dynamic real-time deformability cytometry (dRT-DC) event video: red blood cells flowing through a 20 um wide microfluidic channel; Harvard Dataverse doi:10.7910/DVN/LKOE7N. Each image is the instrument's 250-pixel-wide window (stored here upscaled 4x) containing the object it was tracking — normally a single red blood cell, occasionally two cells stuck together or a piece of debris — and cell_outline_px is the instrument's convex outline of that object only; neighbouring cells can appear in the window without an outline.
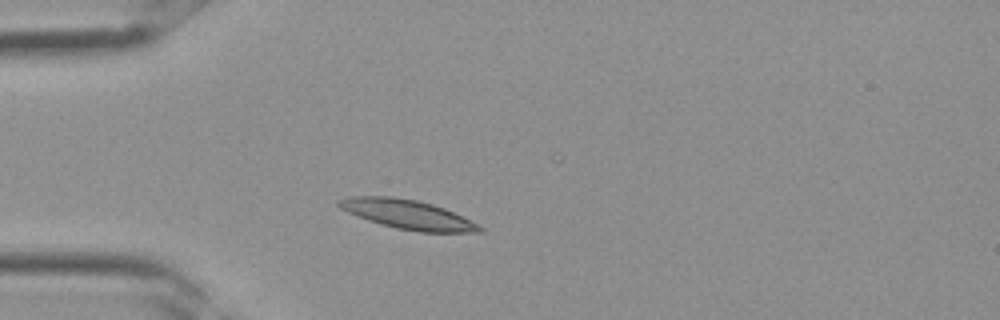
{"species": "Egyptian fruit bat (a non-hibernating species)", "species_latin": "Rousettus aegyptiacus", "temperature_condition": "room temperature", "stored_images_in_passage": 25, "camera_frame_rate_fps": 3000, "um_per_image_px": 0.085, "frame": {"image": 1, "passage_image": 1, "time_ms": 0.0, "image_size_px": [1000, 320], "cell_outline_px": [[484, 232], [420, 232], [396, 228], [380, 224], [356, 216], [340, 208], [336, 204], [336, 200], [352, 196], [392, 196], [416, 200], [432, 204], [444, 208], [484, 228]], "centroid_in_image_um": [34.59, 18.22], "position_along_channel_um": 50.4, "area_um2": 23.81}}
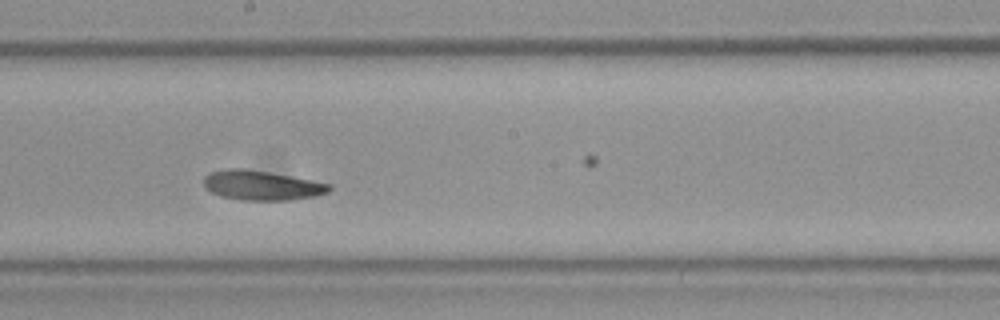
{"frame": {"image": 2, "passage_image": 11, "time_ms": 3.333, "image_size_px": [1000, 320], "cell_outline_px": [[332, 188], [328, 192], [316, 196], [292, 200], [240, 200], [220, 196], [212, 192], [204, 184], [204, 176], [208, 172], [228, 168], [244, 168], [268, 172], [332, 184]], "centroid_in_image_um": [22.24, 15.75], "position_along_channel_um": 226.0, "area_um2": 21.68}}
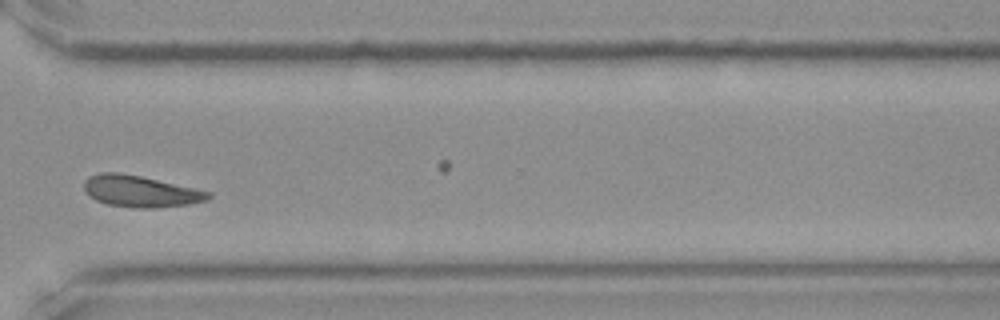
{"frame": {"image": 3, "passage_image": 18, "time_ms": 5.667, "image_size_px": [1000, 320], "cell_outline_px": [[212, 196], [208, 200], [188, 204], [156, 208], [136, 208], [108, 204], [96, 200], [88, 196], [84, 192], [84, 180], [88, 176], [100, 172], [116, 172], [140, 176], [212, 192]], "centroid_in_image_um": [11.91, 16.26], "position_along_channel_um": 358.7, "area_um2": 22.83}}